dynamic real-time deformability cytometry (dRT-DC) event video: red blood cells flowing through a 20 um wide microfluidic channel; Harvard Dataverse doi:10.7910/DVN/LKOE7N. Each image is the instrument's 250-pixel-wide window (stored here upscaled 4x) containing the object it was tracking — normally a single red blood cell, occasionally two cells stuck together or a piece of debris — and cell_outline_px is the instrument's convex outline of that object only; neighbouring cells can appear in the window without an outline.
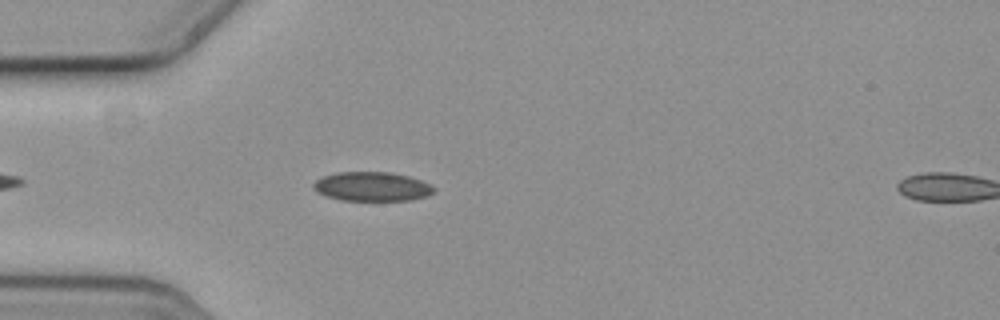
{"species": "common noctule bat (a hibernating species)", "species_latin": "Nyctalus noctula", "temperature_condition": "cold", "stored_images_in_passage": 44, "camera_frame_rate_fps": 3000, "um_per_image_px": 0.085, "animal": {"sex": "female", "body_mass_g": 19.3, "forearm_length_mm": 54.1}, "frame": {"image": 1, "passage_image": 6, "time_ms": 1.667, "image_size_px": [1000, 320], "cell_outline_px": [[436, 192], [428, 196], [412, 200], [340, 200], [316, 192], [312, 188], [312, 184], [316, 180], [324, 176], [336, 172], [388, 172], [408, 176], [420, 180], [436, 188]], "centroid_in_image_um": [31.62, 15.86], "position_along_channel_um": 53.4, "area_um2": 20.52}}
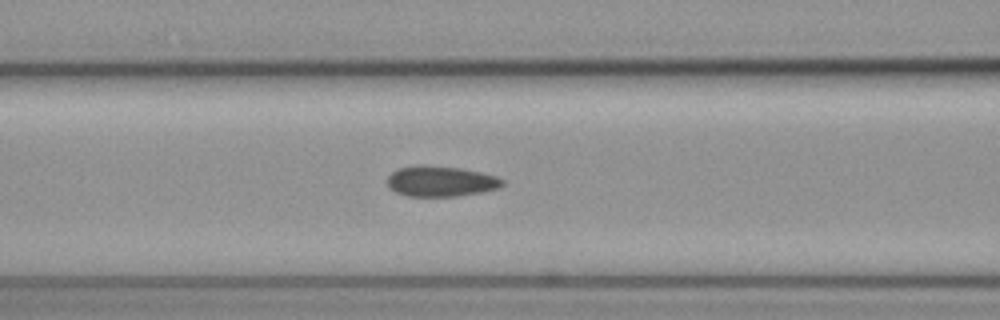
{"frame": {"image": 2, "passage_image": 13, "time_ms": 4.0, "image_size_px": [1000, 320], "cell_outline_px": [[504, 184], [500, 188], [484, 192], [456, 196], [408, 196], [396, 192], [388, 188], [388, 176], [392, 172], [400, 168], [420, 164], [460, 168], [480, 172], [496, 176], [504, 180]], "centroid_in_image_um": [37.48, 15.41], "position_along_channel_um": 129.1, "area_um2": 20.58}}
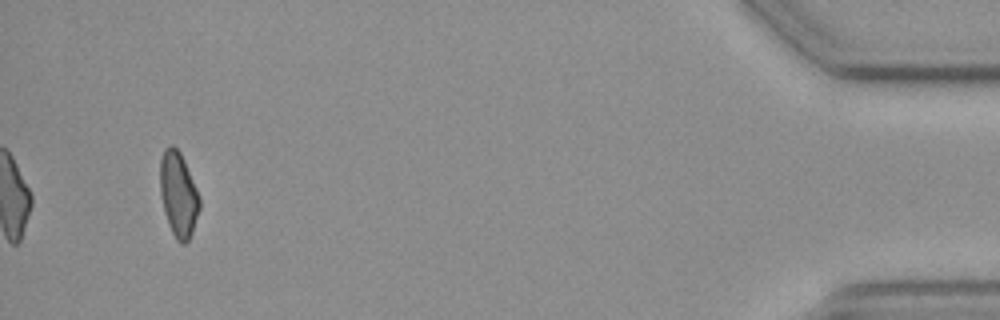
{"frame": {"image": 3, "passage_image": 44, "time_ms": 14.333, "image_size_px": [1000, 320], "cell_outline_px": [[200, 208], [192, 232], [188, 240], [184, 244], [180, 244], [176, 240], [168, 224], [164, 212], [160, 196], [160, 160], [164, 148], [168, 144], [172, 144], [180, 152], [184, 160], [200, 196]], "centroid_in_image_um": [15.15, 16.52], "position_along_channel_um": 420.0, "area_um2": 19.71}, "authors_computed_cell_mechanics": {"area_um2": 19.4497, "velocity_mm_per_s": 2.4758, "shape_relaxation_time_tau1_ms": 3.517, "shape_relaxation_time_tau2_ms": null, "deformation_change_tau1": 0.328, "deformation_change_tau2": null}}